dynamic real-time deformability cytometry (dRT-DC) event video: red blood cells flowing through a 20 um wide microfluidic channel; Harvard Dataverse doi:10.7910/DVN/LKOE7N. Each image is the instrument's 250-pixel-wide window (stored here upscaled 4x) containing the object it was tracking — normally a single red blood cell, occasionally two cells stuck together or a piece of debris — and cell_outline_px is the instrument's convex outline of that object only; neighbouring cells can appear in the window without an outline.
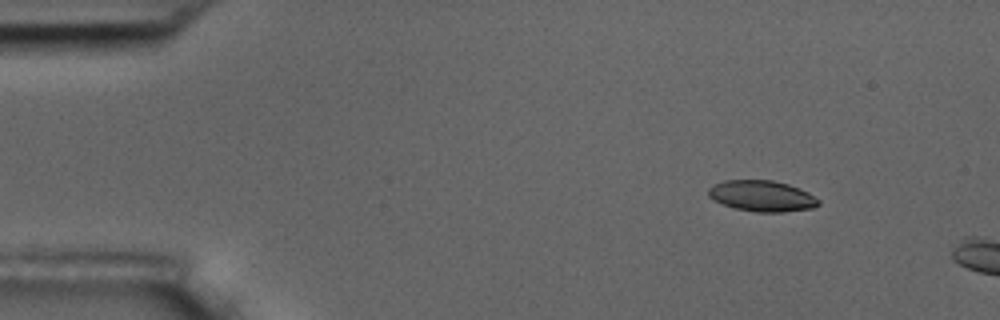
{"species": "common noctule bat (a hibernating species)", "species_latin": "Nyctalus noctula", "temperature_condition": "room temperature", "stored_images_in_passage": 3, "camera_frame_rate_fps": 3000, "um_per_image_px": 0.085, "animal": {"sex": "male", "body_mass_g": 17.5, "forearm_length_mm": 52.3}, "frame": {"image": 1, "passage_image": 2, "time_ms": 1.0, "image_size_px": [1000, 320], "cell_outline_px": [[820, 204], [812, 208], [784, 212], [756, 212], [736, 208], [724, 204], [708, 196], [708, 188], [712, 184], [724, 180], [772, 180], [788, 184], [800, 188], [808, 192], [820, 200]], "centroid_in_image_um": [64.78, 16.65], "position_along_channel_um": 20.2, "area_um2": 19.88}}